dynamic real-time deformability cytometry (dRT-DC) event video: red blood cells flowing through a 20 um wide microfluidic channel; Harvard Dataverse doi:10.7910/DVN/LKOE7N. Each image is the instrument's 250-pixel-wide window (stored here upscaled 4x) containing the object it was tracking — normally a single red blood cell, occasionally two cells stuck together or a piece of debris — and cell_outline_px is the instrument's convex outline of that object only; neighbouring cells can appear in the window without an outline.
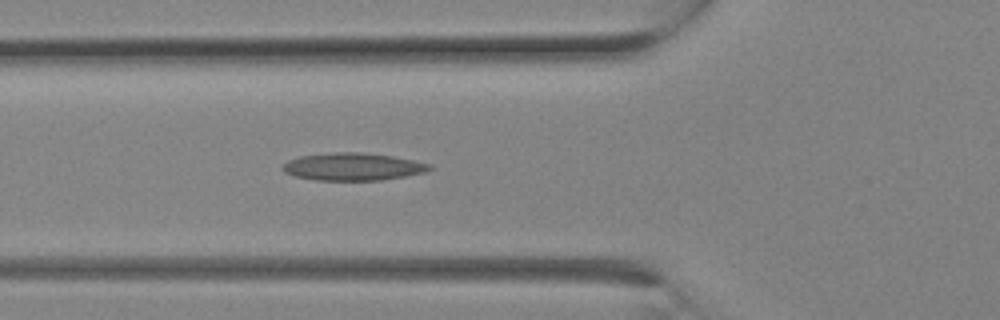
{"species": "Egyptian fruit bat (a non-hibernating species)", "species_latin": "Rousettus aegyptiacus", "temperature_condition": "room temperature", "stored_images_in_passage": 6, "camera_frame_rate_fps": 3000, "um_per_image_px": 0.085, "animal": {"sex": "female"}, "frame": {"image": 1, "passage_image": 6, "time_ms": 1.667, "image_size_px": [1000, 320], "cell_outline_px": [[432, 168], [424, 172], [404, 176], [380, 180], [316, 180], [296, 176], [284, 172], [280, 168], [288, 160], [300, 156], [336, 152], [360, 152], [392, 156], [432, 164]], "centroid_in_image_um": [29.97, 14.16], "position_along_channel_um": 95.8, "area_um2": 23.35}}